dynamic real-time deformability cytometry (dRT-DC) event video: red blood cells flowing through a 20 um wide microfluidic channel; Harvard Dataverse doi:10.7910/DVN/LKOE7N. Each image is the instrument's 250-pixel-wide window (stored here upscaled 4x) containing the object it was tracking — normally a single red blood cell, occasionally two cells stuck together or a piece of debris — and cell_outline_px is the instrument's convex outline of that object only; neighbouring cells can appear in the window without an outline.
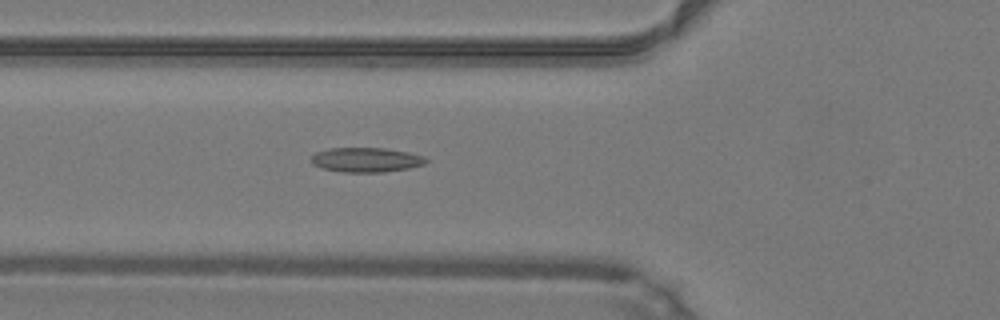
{"species": "common noctule bat (a hibernating species)", "species_latin": "Nyctalus noctula", "temperature_condition": "warm", "stored_images_in_passage": 37, "camera_frame_rate_fps": 3000, "um_per_image_px": 0.085, "animal": {"sex": "male", "body_mass_g": 19.2, "forearm_length_mm": 51.8}, "frame": {"image": 1, "passage_image": 6, "time_ms": 1.667, "image_size_px": [1000, 320], "cell_outline_px": [[428, 160], [424, 164], [408, 168], [384, 172], [344, 172], [320, 168], [312, 164], [312, 156], [316, 152], [328, 148], [384, 148], [408, 152], [424, 156]], "centroid_in_image_um": [31.11, 13.58], "position_along_channel_um": 94.7, "area_um2": 16.42}}
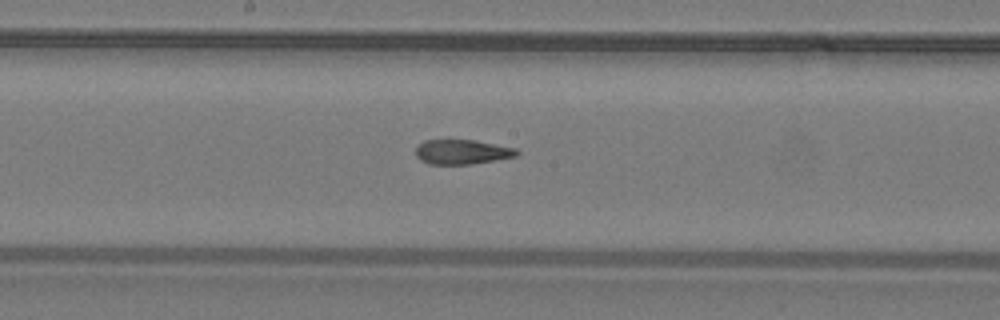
{"frame": {"image": 2, "passage_image": 14, "time_ms": 4.333, "image_size_px": [1000, 320], "cell_outline_px": [[520, 152], [516, 156], [468, 164], [428, 164], [420, 160], [416, 156], [416, 148], [424, 140], [476, 140], [516, 148]], "centroid_in_image_um": [39.26, 12.9], "position_along_channel_um": 208.9, "area_um2": 14.39}}
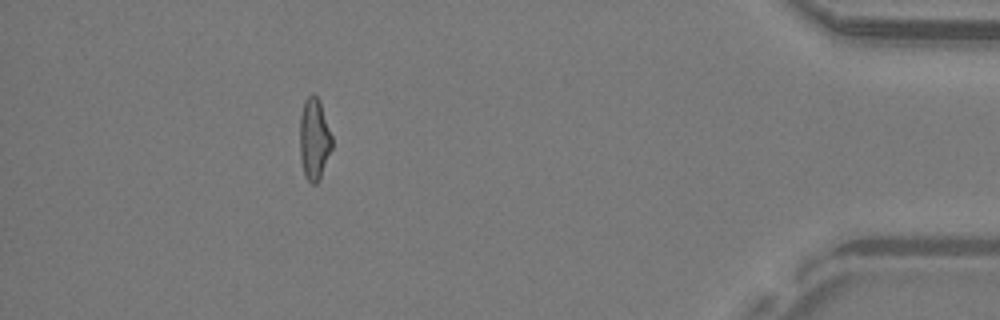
{"frame": {"image": 3, "passage_image": 32, "time_ms": 10.333, "image_size_px": [1000, 320], "cell_outline_px": [[332, 148], [320, 176], [316, 184], [312, 184], [304, 176], [300, 156], [300, 116], [304, 100], [312, 92], [320, 100], [332, 136]], "centroid_in_image_um": [26.7, 11.78], "position_along_channel_um": 408.5, "area_um2": 15.32}, "authors_computed_cell_mechanics": {"area_um2": 15.4326, "velocity_mm_per_s": 4.2569, "shape_relaxation_time_tau1_ms": null, "shape_relaxation_time_tau2_ms": 2.2376, "deformation_change_tau1": null, "deformation_change_tau2": 0.0981}}